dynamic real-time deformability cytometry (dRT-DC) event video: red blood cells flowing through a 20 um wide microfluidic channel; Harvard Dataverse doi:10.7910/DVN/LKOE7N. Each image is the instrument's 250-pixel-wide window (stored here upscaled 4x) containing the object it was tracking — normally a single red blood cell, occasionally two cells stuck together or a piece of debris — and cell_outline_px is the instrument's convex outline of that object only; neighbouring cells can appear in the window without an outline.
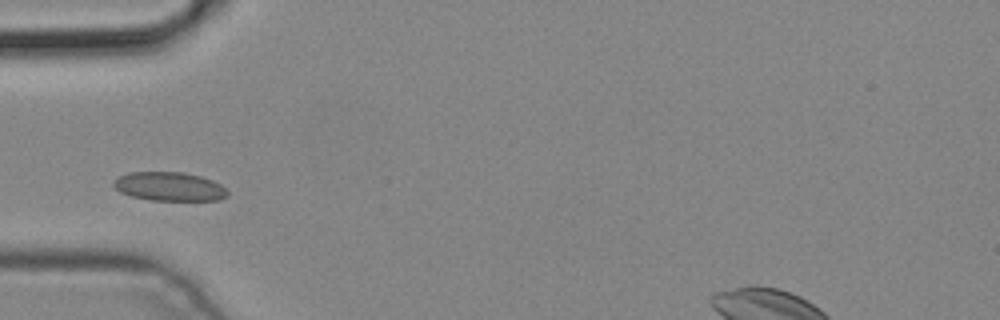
{"species": "common noctule bat (a hibernating species)", "species_latin": "Nyctalus noctula", "temperature_condition": "cold", "stored_images_in_passage": 2, "camera_frame_rate_fps": 3000, "um_per_image_px": 0.085, "animal": {"sex": "male", "body_mass_g": 19.2, "forearm_length_mm": 51.8}, "frame": {"image": 1, "passage_image": 1, "time_ms": 0.0, "image_size_px": [1000, 320], "cell_outline_px": [[228, 196], [216, 200], [152, 200], [132, 196], [120, 192], [112, 184], [120, 176], [128, 172], [184, 172], [200, 176], [212, 180], [220, 184], [228, 192]], "centroid_in_image_um": [14.4, 15.85], "position_along_channel_um": 70.6, "area_um2": 18.96}}
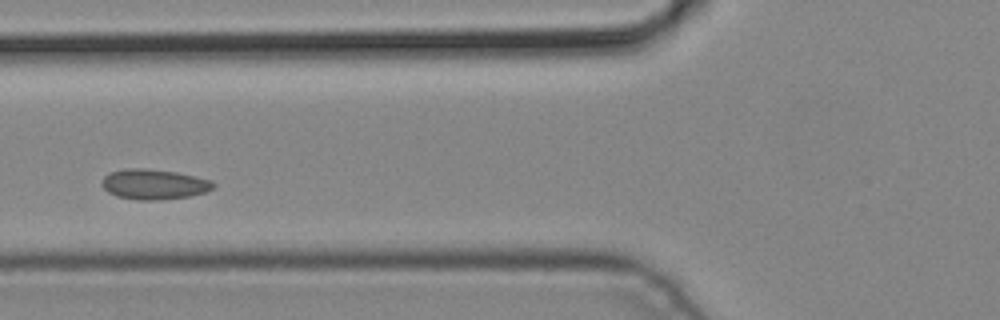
{"frame": {"image": 2, "passage_image": 2, "time_ms": 0.333, "image_size_px": [1000, 320], "cell_outline_px": [[216, 184], [212, 188], [204, 192], [188, 196], [160, 200], [136, 200], [116, 196], [108, 192], [100, 184], [104, 176], [108, 172], [124, 168], [144, 168], [176, 172], [212, 180]], "centroid_in_image_um": [13.04, 15.65], "position_along_channel_um": 112.8, "area_um2": 19.71}}